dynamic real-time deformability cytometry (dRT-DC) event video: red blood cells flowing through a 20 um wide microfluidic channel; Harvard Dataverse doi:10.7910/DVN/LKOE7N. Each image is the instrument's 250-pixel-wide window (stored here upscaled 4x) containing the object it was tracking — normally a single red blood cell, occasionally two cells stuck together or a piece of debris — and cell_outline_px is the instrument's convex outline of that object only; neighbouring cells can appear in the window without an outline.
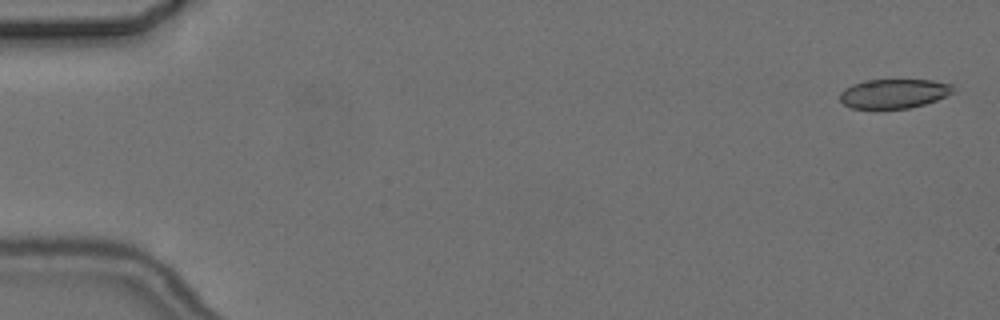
{"species": "common noctule bat (a hibernating species)", "species_latin": "Nyctalus noctula", "temperature_condition": "cold", "stored_images_in_passage": 4, "camera_frame_rate_fps": 3000, "um_per_image_px": 0.085, "animal": {"sex": "female", "body_mass_g": 24.6, "forearm_length_mm": 56.2}, "frame": {"image": 1, "passage_image": 1, "time_ms": 0.0, "image_size_px": [1000, 320], "cell_outline_px": [[956, 92], [936, 100], [924, 104], [908, 108], [852, 108], [844, 104], [840, 100], [840, 92], [844, 88], [852, 84], [864, 80], [932, 80], [952, 84], [956, 88]], "centroid_in_image_um": [76.01, 7.94], "position_along_channel_um": 9.0, "area_um2": 19.42}}